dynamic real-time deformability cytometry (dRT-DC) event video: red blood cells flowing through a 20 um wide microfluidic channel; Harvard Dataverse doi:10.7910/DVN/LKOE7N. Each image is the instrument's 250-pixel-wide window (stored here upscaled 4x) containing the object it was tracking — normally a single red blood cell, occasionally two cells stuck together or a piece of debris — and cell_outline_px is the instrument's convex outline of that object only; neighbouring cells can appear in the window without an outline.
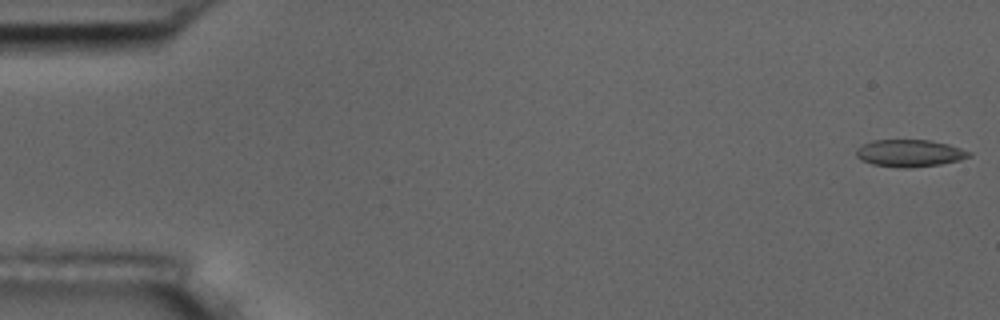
{"species": "common noctule bat (a hibernating species)", "species_latin": "Nyctalus noctula", "temperature_condition": "room temperature", "stored_images_in_passage": 54, "camera_frame_rate_fps": 3000, "um_per_image_px": 0.085, "animal": {"sex": "male", "body_mass_g": 17.5, "forearm_length_mm": 52.3}, "frame": {"image": 1, "passage_image": 1, "time_ms": 0.0, "image_size_px": [1000, 320], "cell_outline_px": [[972, 156], [960, 160], [940, 164], [904, 168], [872, 164], [860, 160], [856, 156], [856, 148], [872, 140], [928, 140], [948, 144], [972, 152]], "centroid_in_image_um": [77.31, 13.02], "position_along_channel_um": 7.7, "area_um2": 17.8}}
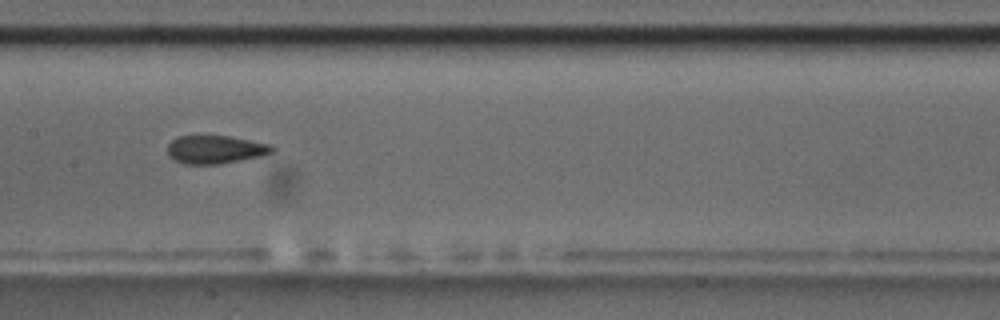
{"frame": {"image": 2, "passage_image": 27, "time_ms": 8.667, "image_size_px": [1000, 320], "cell_outline_px": [[276, 148], [272, 152], [264, 156], [220, 164], [184, 164], [168, 156], [168, 144], [176, 136], [228, 136], [272, 144]], "centroid_in_image_um": [18.34, 12.71], "position_along_channel_um": 189.1, "area_um2": 17.34}}
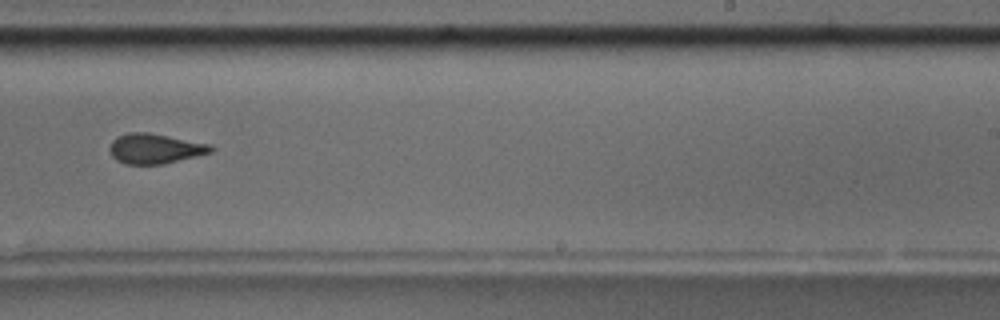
{"frame": {"image": 3, "passage_image": 34, "time_ms": 11.0, "image_size_px": [1000, 320], "cell_outline_px": [[216, 148], [212, 152], [164, 164], [124, 164], [116, 160], [112, 156], [108, 148], [112, 140], [116, 136], [128, 132], [148, 132], [212, 144]], "centroid_in_image_um": [13.17, 12.62], "position_along_channel_um": 275.8, "area_um2": 17.98}, "authors_computed_cell_mechanics": {"area_um2": 17.9758, "velocity_mm_per_s": 3.727, "shape_relaxation_time_tau1_ms": null, "shape_relaxation_time_tau2_ms": 1.1574, "deformation_change_tau1": null, "deformation_change_tau2": 0.0759}}